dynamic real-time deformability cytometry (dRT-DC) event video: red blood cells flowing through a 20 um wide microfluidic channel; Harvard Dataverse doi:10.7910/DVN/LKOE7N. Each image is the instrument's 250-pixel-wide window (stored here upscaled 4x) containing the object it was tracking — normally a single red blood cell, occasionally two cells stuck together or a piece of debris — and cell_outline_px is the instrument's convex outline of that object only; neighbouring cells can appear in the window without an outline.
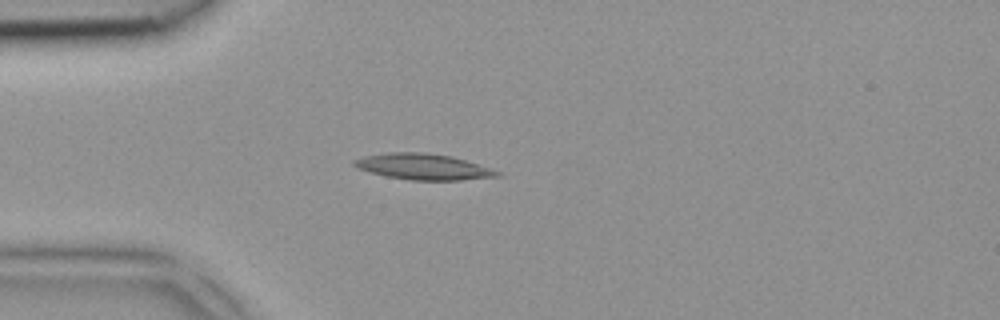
{"species": "common noctule bat (a hibernating species)", "species_latin": "Nyctalus noctula", "temperature_condition": "room temperature", "stored_images_in_passage": 3, "camera_frame_rate_fps": 3000, "um_per_image_px": 0.085, "animal": {"sex": "female", "body_mass_g": 18.4}, "frame": {"image": 1, "passage_image": 3, "time_ms": 0.667, "image_size_px": [1000, 320], "cell_outline_px": [[500, 176], [460, 180], [412, 180], [388, 176], [372, 172], [360, 168], [352, 164], [352, 160], [364, 156], [388, 152], [424, 152], [448, 156], [464, 160], [500, 172]], "centroid_in_image_um": [35.94, 14.16], "position_along_channel_um": 49.1, "area_um2": 21.1}}